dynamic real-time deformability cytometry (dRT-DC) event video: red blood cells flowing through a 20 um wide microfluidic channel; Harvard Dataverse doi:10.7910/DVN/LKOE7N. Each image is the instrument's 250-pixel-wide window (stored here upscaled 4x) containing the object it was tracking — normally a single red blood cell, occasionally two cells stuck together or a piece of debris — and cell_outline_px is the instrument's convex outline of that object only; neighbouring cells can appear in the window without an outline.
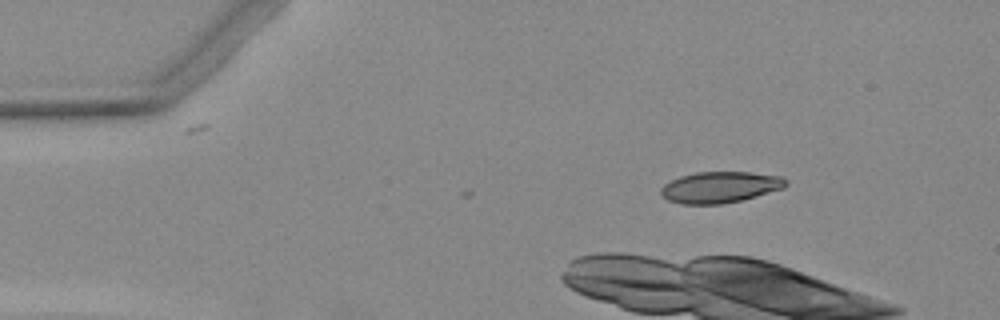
{"species": "Egyptian fruit bat (a non-hibernating species)", "species_latin": "Rousettus aegyptiacus", "temperature_condition": "warm", "stored_images_in_passage": 3, "camera_frame_rate_fps": 3000, "um_per_image_px": 0.085, "animal": {"sex": "female"}, "frame": {"image": 1, "passage_image": 1, "time_ms": 0.0, "image_size_px": [1000, 320], "cell_outline_px": [[788, 184], [784, 188], [756, 196], [740, 200], [720, 204], [680, 204], [668, 200], [660, 192], [660, 188], [664, 184], [680, 176], [696, 172], [752, 172], [784, 176], [788, 180]], "centroid_in_image_um": [61.24, 15.9], "position_along_channel_um": 23.8, "area_um2": 22.83}}